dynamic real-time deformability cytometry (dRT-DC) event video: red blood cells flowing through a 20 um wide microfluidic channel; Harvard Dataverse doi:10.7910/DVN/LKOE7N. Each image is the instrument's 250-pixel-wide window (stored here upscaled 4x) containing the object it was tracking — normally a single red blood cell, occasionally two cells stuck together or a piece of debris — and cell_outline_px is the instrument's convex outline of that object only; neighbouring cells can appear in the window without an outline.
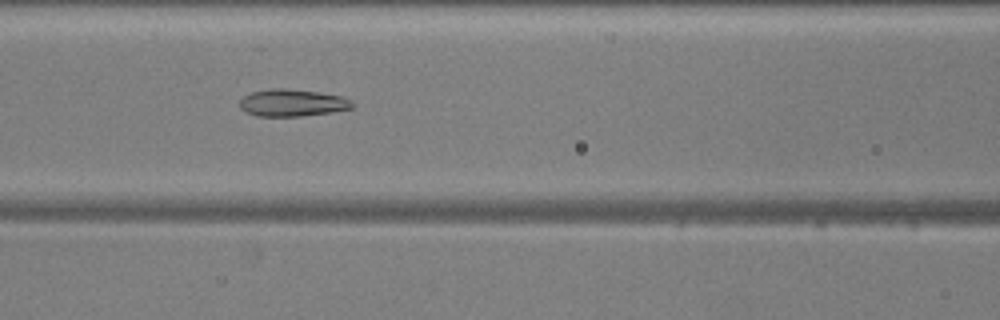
{"species": "common noctule bat (a hibernating species)", "species_latin": "Nyctalus noctula", "temperature_condition": "warm", "stored_images_in_passage": 50, "camera_frame_rate_fps": 3000, "um_per_image_px": 0.085, "animal": {"sex": "male", "body_mass_g": 20.5, "forearm_length_mm": 52.5}, "frame": {"image": 1, "passage_image": 20, "time_ms": 6.333, "image_size_px": [1000, 320], "cell_outline_px": [[356, 104], [352, 108], [332, 112], [300, 116], [256, 116], [240, 108], [240, 100], [244, 96], [252, 92], [272, 88], [284, 88], [316, 92], [340, 96], [352, 100]], "centroid_in_image_um": [24.86, 8.74], "position_along_channel_um": 141.7, "area_um2": 17.69}}
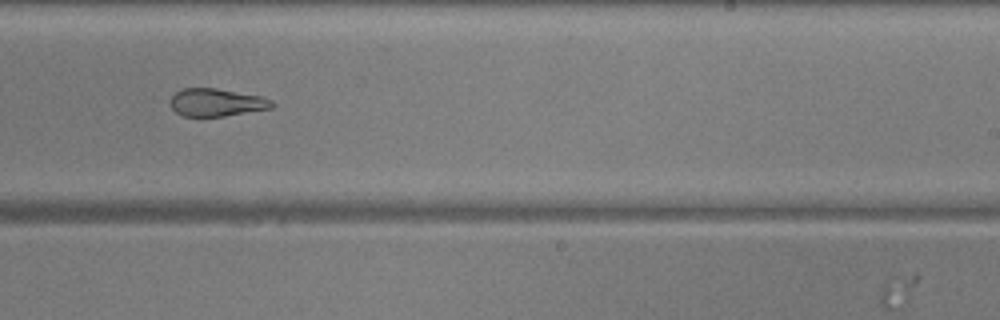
{"frame": {"image": 2, "passage_image": 30, "time_ms": 9.667, "image_size_px": [1000, 320], "cell_outline_px": [[276, 104], [272, 108], [200, 120], [184, 116], [176, 112], [172, 108], [168, 100], [176, 92], [184, 88], [216, 88], [260, 96], [272, 100]], "centroid_in_image_um": [18.36, 8.75], "position_along_channel_um": 270.6, "area_um2": 16.99}}
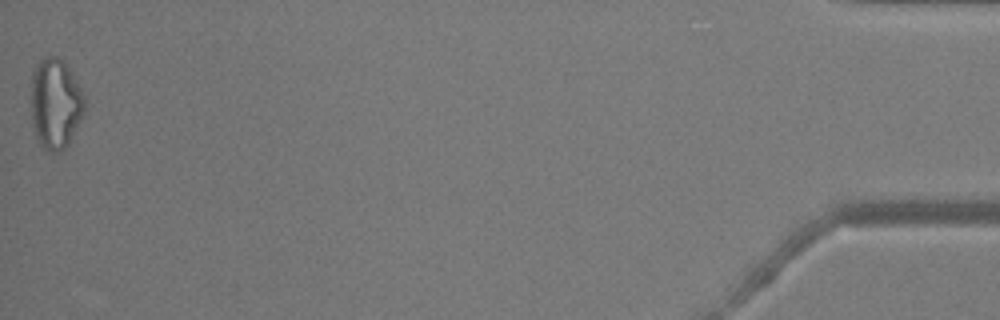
{"frame": {"image": 3, "passage_image": 50, "time_ms": 16.333, "image_size_px": [1000, 320], "cell_outline_px": [[84, 112], [68, 144], [64, 148], [56, 152], [48, 152], [40, 144], [32, 128], [32, 72], [40, 60], [48, 56], [56, 56], [64, 64], [80, 88], [84, 96]], "centroid_in_image_um": [4.69, 8.84], "position_along_channel_um": 430.5, "area_um2": 27.57}, "authors_computed_cell_mechanics": {"area_um2": 21.097, "velocity_mm_per_s": 3.874, "shape_relaxation_time_tau1_ms": null, "shape_relaxation_time_tau2_ms": 1.8513, "deformation_change_tau1": null, "deformation_change_tau2": 0.1072}}